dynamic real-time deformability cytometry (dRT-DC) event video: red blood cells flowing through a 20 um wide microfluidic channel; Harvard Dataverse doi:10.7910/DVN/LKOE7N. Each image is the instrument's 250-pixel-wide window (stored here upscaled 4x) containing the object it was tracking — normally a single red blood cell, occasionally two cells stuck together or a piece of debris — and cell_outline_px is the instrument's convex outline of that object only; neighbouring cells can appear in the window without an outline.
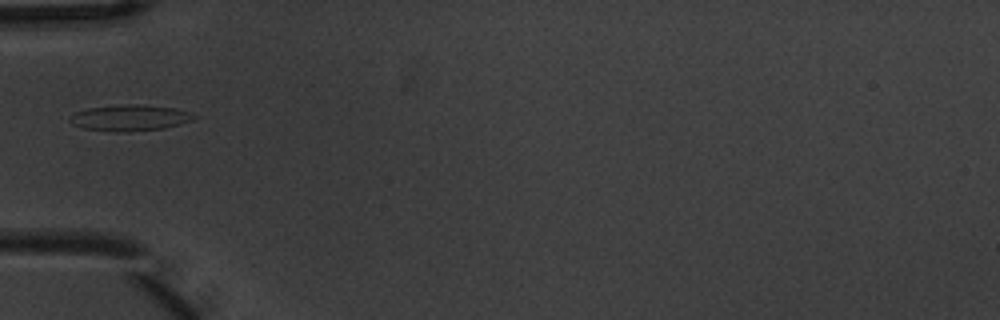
{"species": "common noctule bat (a hibernating species)", "species_latin": "Nyctalus noctula", "temperature_condition": "warm", "stored_images_in_passage": 7, "camera_frame_rate_fps": 3000, "um_per_image_px": 0.085, "animal": {"sex": "male", "body_mass_g": 20.1, "forearm_length_mm": 53.5}, "frame": {"image": 1, "passage_image": 7, "time_ms": 2.0, "image_size_px": [1000, 320], "cell_outline_px": [[196, 116], [192, 120], [180, 124], [164, 128], [128, 132], [116, 132], [84, 128], [72, 124], [68, 120], [76, 112], [88, 108], [128, 104], [136, 104], [176, 108], [188, 112]], "centroid_in_image_um": [11.04, 10.02], "position_along_channel_um": 74.0, "area_um2": 18.67}}